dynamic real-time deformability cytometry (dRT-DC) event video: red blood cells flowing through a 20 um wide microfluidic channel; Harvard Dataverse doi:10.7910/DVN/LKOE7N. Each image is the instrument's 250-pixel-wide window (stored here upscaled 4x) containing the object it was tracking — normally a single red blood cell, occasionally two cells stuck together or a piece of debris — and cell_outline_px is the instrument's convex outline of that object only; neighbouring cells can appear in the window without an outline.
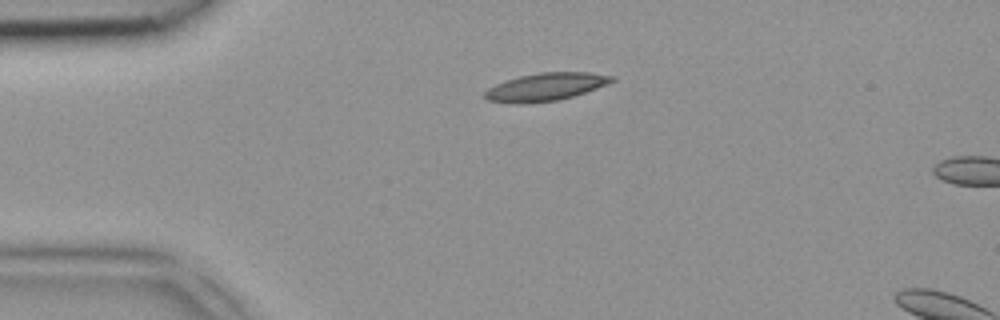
{"species": "common noctule bat (a hibernating species)", "species_latin": "Nyctalus noctula", "temperature_condition": "room temperature", "stored_images_in_passage": 2, "camera_frame_rate_fps": 3000, "um_per_image_px": 0.085, "animal": {"sex": "female", "body_mass_g": 18.4}, "frame": {"image": 1, "passage_image": 1, "time_ms": 0.0, "image_size_px": [1000, 320], "cell_outline_px": [[616, 80], [596, 88], [572, 96], [556, 100], [520, 104], [516, 104], [488, 100], [484, 96], [484, 92], [488, 88], [496, 84], [520, 76], [540, 72], [592, 72], [616, 76]], "centroid_in_image_um": [46.4, 7.37], "position_along_channel_um": 38.6, "area_um2": 20.4}}